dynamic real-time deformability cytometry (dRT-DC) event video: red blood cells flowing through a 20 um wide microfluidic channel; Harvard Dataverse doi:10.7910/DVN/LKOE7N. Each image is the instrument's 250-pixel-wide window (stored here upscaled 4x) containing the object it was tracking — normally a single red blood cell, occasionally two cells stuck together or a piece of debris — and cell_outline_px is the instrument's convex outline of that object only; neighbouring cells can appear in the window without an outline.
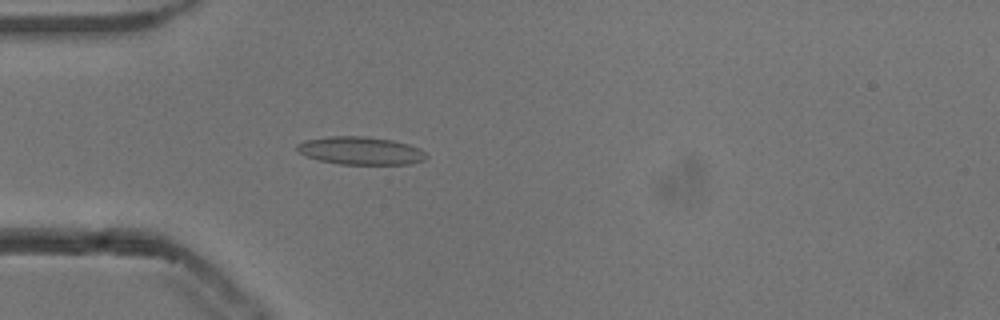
{"species": "common noctule bat (a hibernating species)", "species_latin": "Nyctalus noctula", "temperature_condition": "cold", "stored_images_in_passage": 54, "camera_frame_rate_fps": 3000, "um_per_image_px": 0.085, "animal": {"sex": "male", "body_mass_g": 13.3}, "frame": {"image": 1, "passage_image": 16, "time_ms": 5.0, "image_size_px": [1000, 320], "cell_outline_px": [[428, 156], [424, 160], [412, 164], [340, 164], [320, 160], [308, 156], [300, 152], [296, 148], [296, 144], [304, 140], [328, 136], [364, 136], [392, 140], [408, 144], [420, 148]], "centroid_in_image_um": [30.67, 12.8], "position_along_channel_um": 54.3, "area_um2": 20.98}}
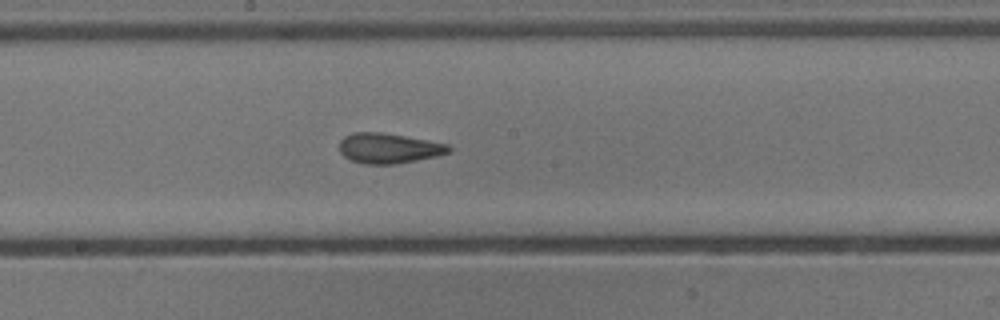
{"frame": {"image": 2, "passage_image": 29, "time_ms": 9.333, "image_size_px": [1000, 320], "cell_outline_px": [[452, 152], [436, 156], [396, 164], [364, 164], [352, 160], [344, 156], [340, 152], [340, 140], [344, 136], [352, 132], [380, 132], [428, 140], [448, 144], [452, 148]], "centroid_in_image_um": [33.05, 12.6], "position_along_channel_um": 215.2, "area_um2": 19.25}}
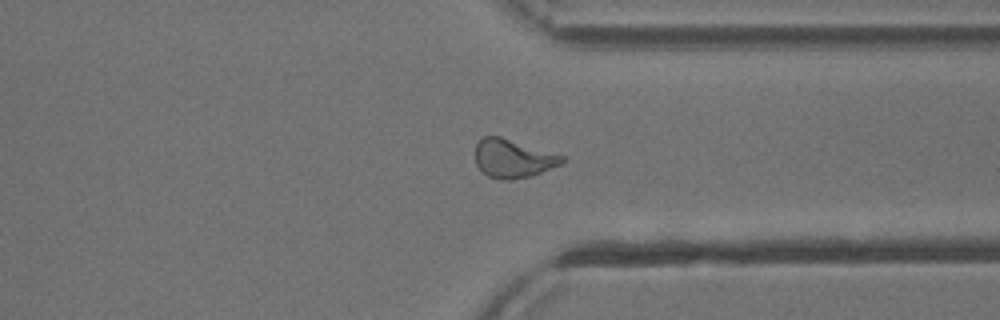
{"frame": {"image": 3, "passage_image": 41, "time_ms": 13.333, "image_size_px": [1000, 320], "cell_outline_px": [[568, 160], [560, 164], [532, 176], [512, 180], [500, 180], [488, 176], [476, 164], [476, 144], [484, 136], [500, 136], [564, 156]], "centroid_in_image_um": [43.62, 13.48], "position_along_channel_um": 367.8, "area_um2": 19.36}, "authors_computed_cell_mechanics": {"area_um2": 19.4208, "velocity_mm_per_s": 3.8539, "shape_relaxation_time_tau1_ms": 4.72, "shape_relaxation_time_tau2_ms": 1.6216, "deformation_change_tau1": 0.157, "deformation_change_tau2": 0.0994}}